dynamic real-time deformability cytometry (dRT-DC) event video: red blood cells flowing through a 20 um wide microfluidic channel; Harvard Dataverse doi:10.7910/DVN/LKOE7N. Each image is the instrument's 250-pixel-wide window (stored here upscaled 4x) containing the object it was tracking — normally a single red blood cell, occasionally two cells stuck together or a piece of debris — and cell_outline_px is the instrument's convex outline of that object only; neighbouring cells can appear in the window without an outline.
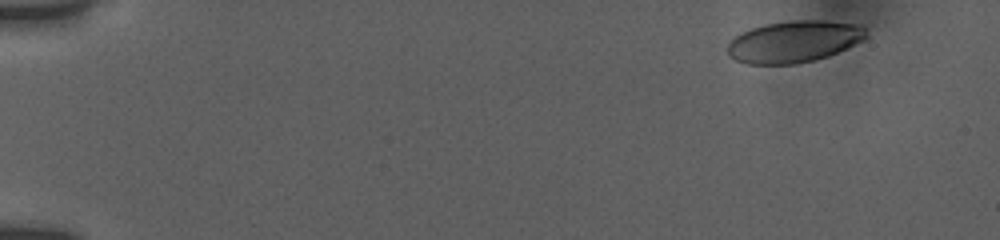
{"species": "human", "species_latin": "Homo sapiens", "temperature_condition": "room temperature", "stored_images_in_passage": 23, "camera_frame_rate_fps": 3000, "um_per_image_px": 0.085, "donor": {"sex": "female"}, "frame": {"image": 1, "passage_image": 1, "time_ms": 0.0, "image_size_px": [1000, 240], "cell_outline_px": [[868, 36], [864, 40], [828, 56], [796, 64], [748, 64], [736, 60], [728, 56], [728, 44], [736, 36], [752, 28], [768, 24], [796, 20], [816, 20], [860, 24], [864, 28]], "centroid_in_image_um": [67.51, 3.54], "position_along_channel_um": 17.5, "area_um2": 33.35}}
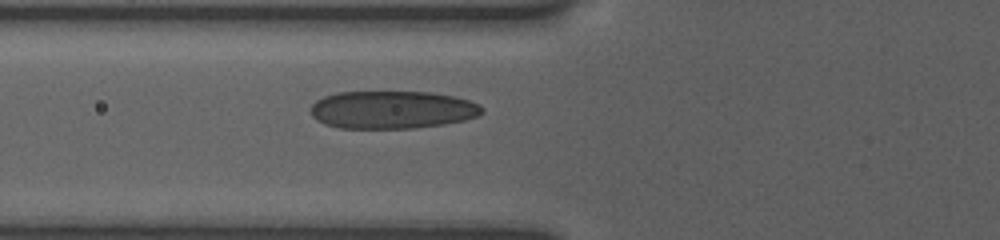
{"frame": {"image": 2, "passage_image": 17, "time_ms": 5.667, "image_size_px": [1000, 240], "cell_outline_px": [[484, 112], [480, 116], [464, 120], [444, 124], [416, 128], [340, 128], [324, 124], [316, 120], [312, 116], [312, 104], [316, 100], [324, 96], [336, 92], [428, 92], [452, 96], [468, 100], [480, 104], [484, 108]], "centroid_in_image_um": [33.35, 9.33], "position_along_channel_um": 92.4, "area_um2": 37.92}}
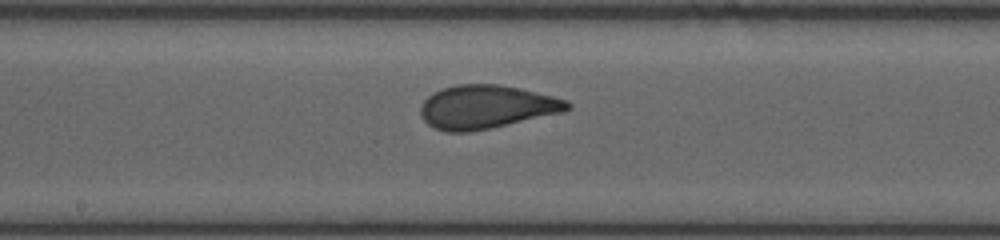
{"frame": {"image": 3, "passage_image": 23, "time_ms": 8.667, "image_size_px": [1000, 240], "cell_outline_px": [[572, 108], [564, 112], [492, 128], [468, 132], [444, 132], [428, 124], [420, 116], [420, 104], [432, 92], [456, 84], [496, 84], [516, 88], [552, 96], [568, 100], [572, 104]], "centroid_in_image_um": [41.33, 9.1], "position_along_channel_um": 206.9, "area_um2": 37.28}}